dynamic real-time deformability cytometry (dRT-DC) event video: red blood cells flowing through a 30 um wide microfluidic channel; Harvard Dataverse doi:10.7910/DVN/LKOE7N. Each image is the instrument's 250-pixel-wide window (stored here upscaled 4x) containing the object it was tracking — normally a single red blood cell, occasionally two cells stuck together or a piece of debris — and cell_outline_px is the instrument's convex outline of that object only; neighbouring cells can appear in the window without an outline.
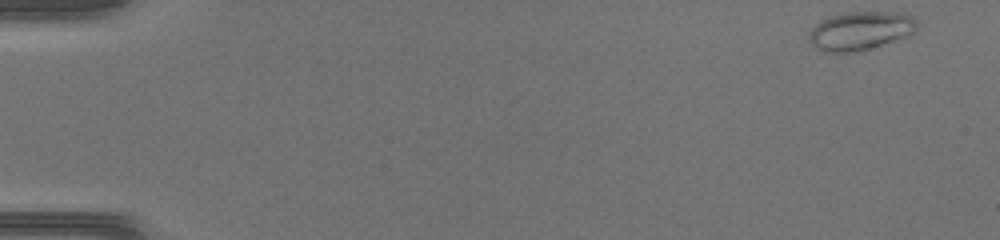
{"species": "common noctule bat (a hibernating species)", "species_latin": "Nyctalus noctula", "temperature_condition": "warm", "stored_images_in_passage": 45, "camera_frame_rate_fps": 3000, "um_per_image_px": 0.085, "animal": {"sex": "female", "body_mass_g": 17.0, "forearm_length_mm": 48.0}, "frame": {"image": 1, "passage_image": 1, "time_ms": 0.0, "image_size_px": [1000, 240], "cell_outline_px": [[916, 32], [908, 36], [856, 52], [824, 52], [816, 48], [808, 40], [808, 32], [820, 20], [832, 16], [848, 12], [900, 12], [912, 16], [916, 20]], "centroid_in_image_um": [73.12, 2.61], "position_along_channel_um": 11.9, "area_um2": 24.28}}
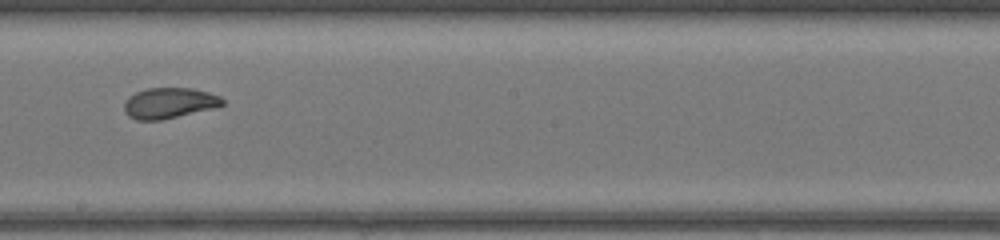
{"frame": {"image": 2, "passage_image": 26, "time_ms": 8.333, "image_size_px": [1000, 240], "cell_outline_px": [[224, 104], [212, 108], [160, 120], [136, 120], [128, 116], [124, 112], [124, 104], [128, 96], [136, 92], [148, 88], [192, 88], [208, 92], [220, 96], [224, 100]], "centroid_in_image_um": [14.35, 8.75], "position_along_channel_um": 233.9, "area_um2": 17.46}}
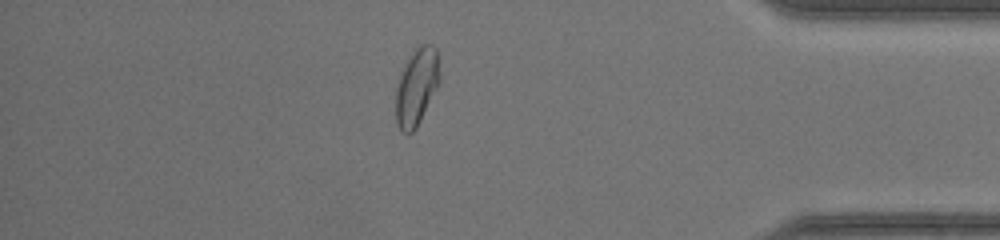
{"frame": {"image": 3, "passage_image": 39, "time_ms": 12.667, "image_size_px": [1000, 240], "cell_outline_px": [[440, 84], [416, 128], [412, 132], [404, 132], [396, 124], [396, 88], [400, 72], [412, 52], [420, 44], [432, 44], [436, 48], [440, 72]], "centroid_in_image_um": [35.43, 7.35], "position_along_channel_um": 399.8, "area_um2": 19.83}}